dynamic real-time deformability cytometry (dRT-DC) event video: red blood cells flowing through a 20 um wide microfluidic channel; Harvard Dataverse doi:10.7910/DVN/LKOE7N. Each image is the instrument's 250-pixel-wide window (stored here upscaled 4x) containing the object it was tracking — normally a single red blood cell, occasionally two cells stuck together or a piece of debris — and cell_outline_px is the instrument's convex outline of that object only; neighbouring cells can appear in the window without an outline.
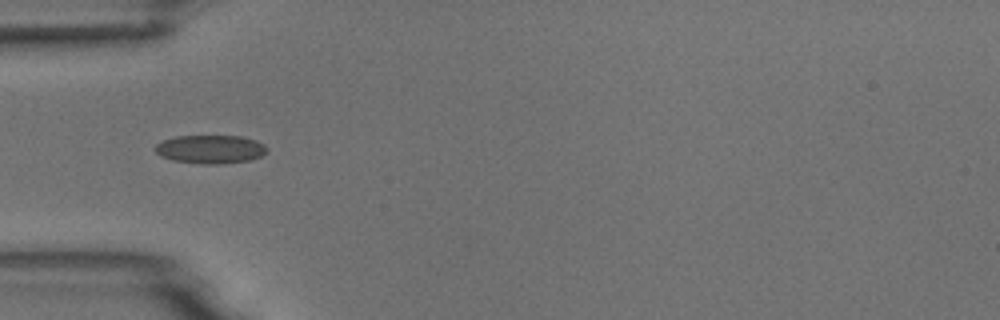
{"species": "common noctule bat (a hibernating species)", "species_latin": "Nyctalus noctula", "temperature_condition": "room temperature", "stored_images_in_passage": 7, "camera_frame_rate_fps": 3000, "um_per_image_px": 0.085, "animal": {"sex": "male", "body_mass_g": 18.8}, "frame": {"image": 1, "passage_image": 5, "time_ms": 4.667, "image_size_px": [1000, 320], "cell_outline_px": [[268, 152], [260, 156], [248, 160], [220, 164], [200, 164], [172, 160], [160, 156], [156, 152], [156, 144], [164, 140], [176, 136], [240, 136], [256, 140], [264, 144], [268, 148]], "centroid_in_image_um": [17.9, 12.69], "position_along_channel_um": 67.1, "area_um2": 18.55}}